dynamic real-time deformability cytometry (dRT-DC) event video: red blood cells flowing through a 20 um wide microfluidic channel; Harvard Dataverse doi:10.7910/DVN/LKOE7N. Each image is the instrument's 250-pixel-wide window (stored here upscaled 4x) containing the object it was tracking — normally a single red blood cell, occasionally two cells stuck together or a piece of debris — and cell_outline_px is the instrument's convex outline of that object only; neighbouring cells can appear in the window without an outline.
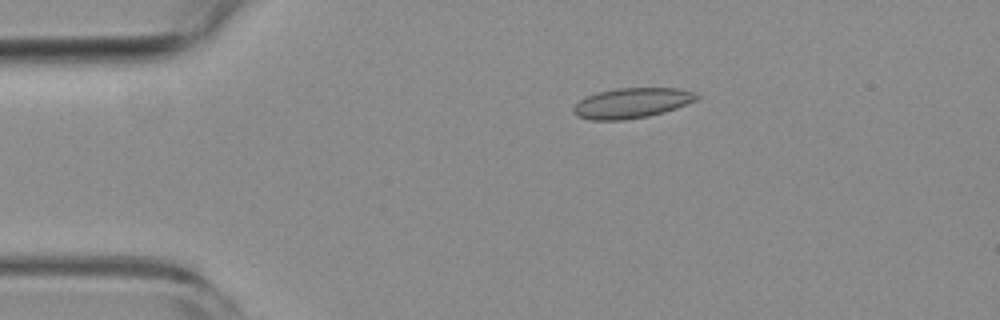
{"species": "common noctule bat (a hibernating species)", "species_latin": "Nyctalus noctula", "temperature_condition": "room temperature", "stored_images_in_passage": 51, "camera_frame_rate_fps": 3000, "um_per_image_px": 0.085, "animal": {"sex": "female", "body_mass_g": 19.3, "forearm_length_mm": 54.1}, "frame": {"image": 1, "passage_image": 7, "time_ms": 2.0, "image_size_px": [1000, 320], "cell_outline_px": [[700, 96], [696, 100], [676, 108], [664, 112], [648, 116], [624, 120], [592, 120], [576, 116], [572, 112], [572, 108], [580, 100], [588, 96], [600, 92], [616, 88], [680, 88], [696, 92]], "centroid_in_image_um": [53.72, 8.76], "position_along_channel_um": 31.3, "area_um2": 21.68}}
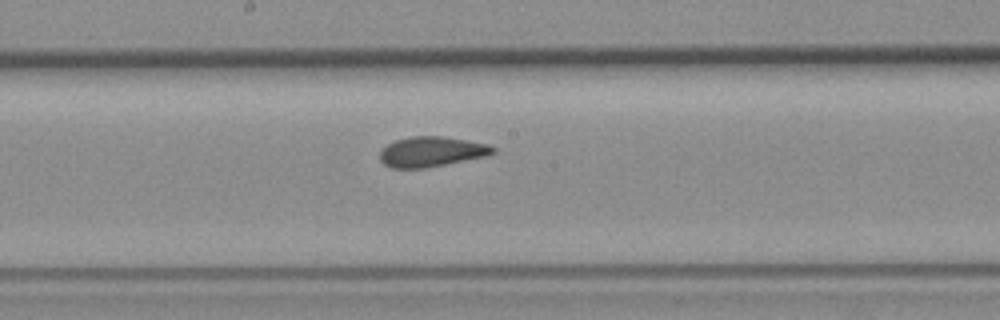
{"frame": {"image": 2, "passage_image": 25, "time_ms": 8.0, "image_size_px": [1000, 320], "cell_outline_px": [[496, 152], [488, 156], [424, 168], [392, 168], [384, 164], [380, 160], [380, 152], [388, 144], [396, 140], [412, 136], [444, 136], [488, 144], [496, 148]], "centroid_in_image_um": [36.71, 12.89], "position_along_channel_um": 211.5, "area_um2": 19.83}}
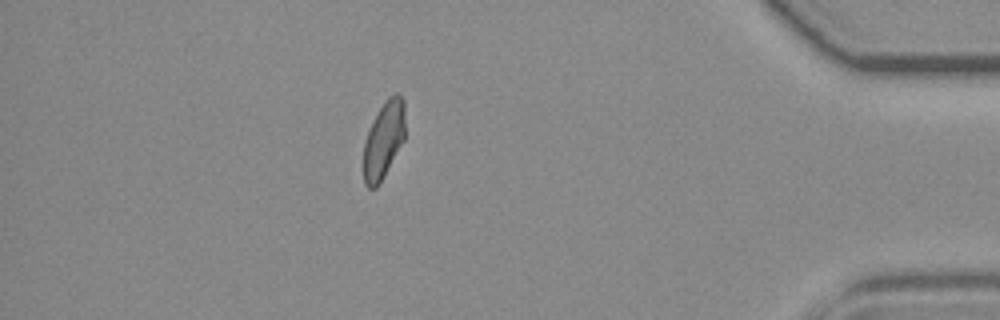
{"frame": {"image": 3, "passage_image": 44, "time_ms": 14.333, "image_size_px": [1000, 320], "cell_outline_px": [[404, 140], [384, 176], [376, 188], [368, 188], [364, 184], [364, 144], [368, 132], [380, 108], [388, 96], [396, 92], [400, 92], [404, 100]], "centroid_in_image_um": [32.63, 11.88], "position_along_channel_um": 402.6, "area_um2": 18.44}, "authors_computed_cell_mechanics": {"area_um2": 20.0566, "velocity_mm_per_s": 3.7721, "shape_relaxation_time_tau1_ms": null, "shape_relaxation_time_tau2_ms": 1.3954, "deformation_change_tau1": null, "deformation_change_tau2": 0.0812}}